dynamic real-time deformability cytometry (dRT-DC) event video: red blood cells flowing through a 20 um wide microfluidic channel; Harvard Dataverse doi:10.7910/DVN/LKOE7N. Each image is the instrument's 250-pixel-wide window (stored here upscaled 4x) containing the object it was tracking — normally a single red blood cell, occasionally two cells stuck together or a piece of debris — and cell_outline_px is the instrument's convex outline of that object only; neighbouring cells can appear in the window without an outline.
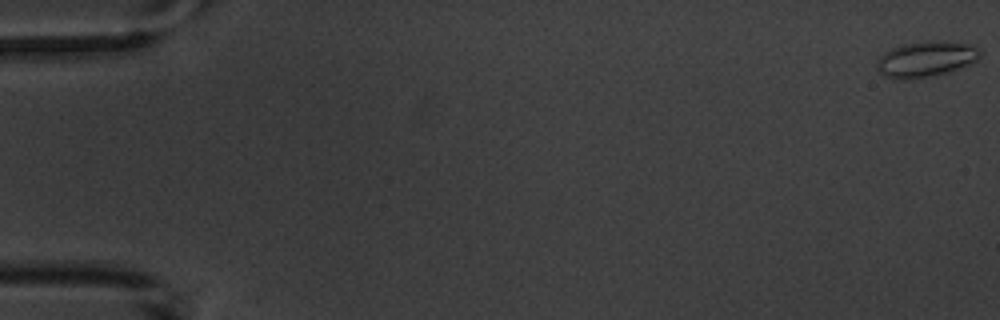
{"species": "common noctule bat (a hibernating species)", "species_latin": "Nyctalus noctula", "temperature_condition": "warm", "stored_images_in_passage": 6, "camera_frame_rate_fps": 3000, "um_per_image_px": 0.085, "animal": {"sex": "male", "body_mass_g": 20.1, "forearm_length_mm": 53.5}, "frame": {"image": 1, "passage_image": 1, "time_ms": 0.0, "image_size_px": [1000, 320], "cell_outline_px": [[980, 56], [976, 60], [968, 64], [948, 72], [908, 80], [896, 80], [884, 76], [876, 68], [876, 60], [884, 52], [892, 48], [904, 44], [928, 40], [972, 44], [980, 48]], "centroid_in_image_um": [78.66, 5.03], "position_along_channel_um": 6.3, "area_um2": 21.5}}
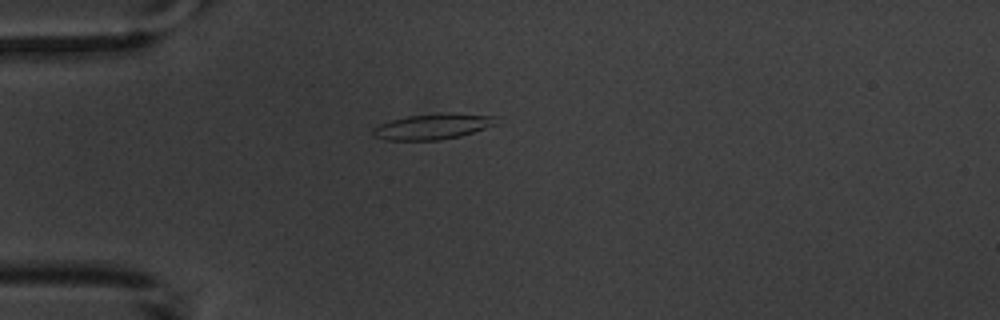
{"frame": {"image": 2, "passage_image": 6, "time_ms": 8.333, "image_size_px": [1000, 320], "cell_outline_px": [[500, 124], [460, 136], [440, 140], [384, 140], [372, 136], [372, 128], [380, 124], [392, 120], [408, 116], [448, 112], [500, 116]], "centroid_in_image_um": [36.87, 10.74], "position_along_channel_um": 48.1, "area_um2": 18.84}}